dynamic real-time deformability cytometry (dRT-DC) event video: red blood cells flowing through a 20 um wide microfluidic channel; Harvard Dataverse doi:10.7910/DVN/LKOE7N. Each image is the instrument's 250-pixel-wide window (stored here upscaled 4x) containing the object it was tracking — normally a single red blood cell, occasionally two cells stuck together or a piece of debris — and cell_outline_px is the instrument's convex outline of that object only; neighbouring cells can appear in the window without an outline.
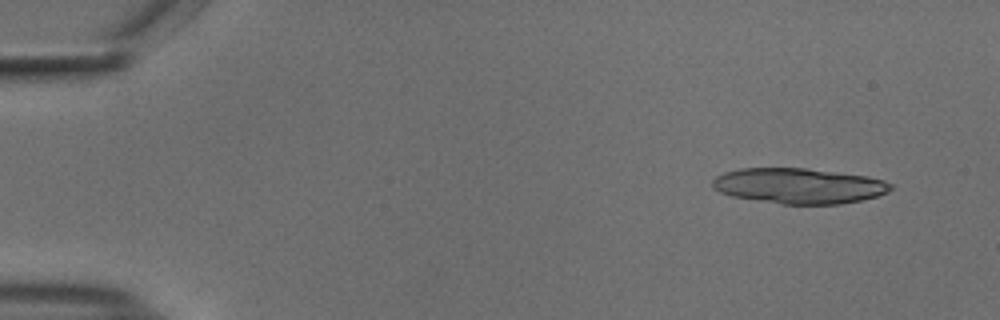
{"species": "common noctule bat (a hibernating species)", "species_latin": "Nyctalus noctula", "temperature_condition": "cold", "stored_images_in_passage": 51, "camera_frame_rate_fps": 3000, "um_per_image_px": 0.085, "animal": {"sex": "male", "body_mass_g": 18.8}, "frame": {"image": 1, "passage_image": 1, "time_ms": 0.0, "image_size_px": [1000, 320], "cell_outline_px": [[892, 188], [888, 192], [876, 196], [860, 200], [840, 204], [780, 204], [732, 196], [720, 192], [712, 188], [712, 180], [716, 176], [724, 172], [740, 168], [804, 168], [868, 176], [884, 180], [892, 184]], "centroid_in_image_um": [67.89, 15.79], "position_along_channel_um": 17.1, "area_um2": 36.82}}
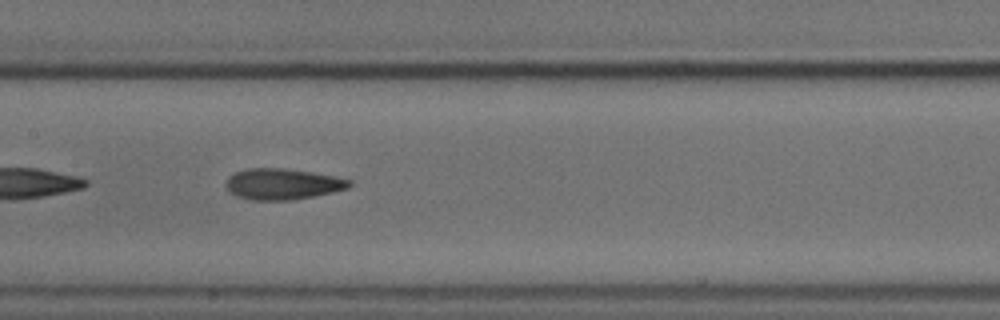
{"frame": {"image": 2, "passage_image": 24, "time_ms": 7.667, "image_size_px": [1000, 320], "cell_outline_px": [[352, 184], [348, 188], [332, 192], [292, 200], [248, 200], [236, 196], [228, 192], [224, 184], [228, 176], [236, 172], [248, 168], [284, 168], [336, 176], [352, 180]], "centroid_in_image_um": [23.97, 15.64], "position_along_channel_um": 183.4, "area_um2": 22.48}}
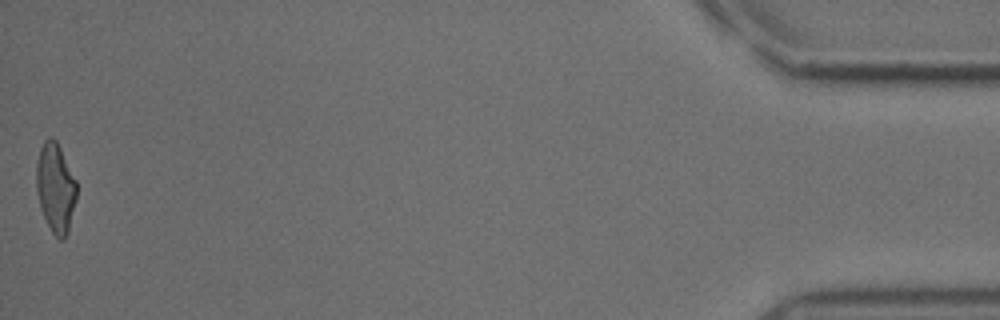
{"frame": {"image": 3, "passage_image": 51, "time_ms": 16.667, "image_size_px": [1000, 320], "cell_outline_px": [[76, 200], [68, 232], [64, 240], [60, 240], [52, 232], [40, 208], [36, 192], [36, 164], [40, 148], [44, 140], [48, 136], [52, 136], [56, 140], [76, 180]], "centroid_in_image_um": [4.7, 15.95], "position_along_channel_um": 430.5, "area_um2": 21.04}, "authors_computed_cell_mechanics": {"area_um2": 22.1952, "velocity_mm_per_s": 3.737, "shape_relaxation_time_tau1_ms": 6.5318, "shape_relaxation_time_tau2_ms": 2.3113, "deformation_change_tau1": 0.1665, "deformation_change_tau2": 0.0965}}